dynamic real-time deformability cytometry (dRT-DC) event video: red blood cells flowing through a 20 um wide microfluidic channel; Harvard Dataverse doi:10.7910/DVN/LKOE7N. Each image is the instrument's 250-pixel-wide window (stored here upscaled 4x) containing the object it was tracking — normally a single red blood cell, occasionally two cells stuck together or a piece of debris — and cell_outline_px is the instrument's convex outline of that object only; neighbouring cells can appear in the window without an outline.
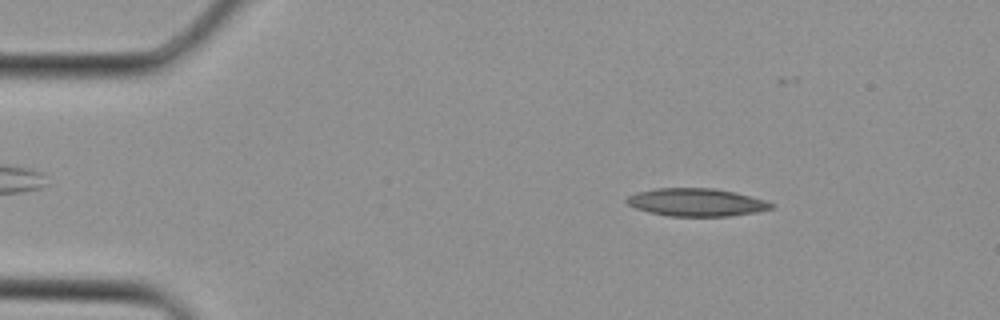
{"species": "Egyptian fruit bat (a non-hibernating species)", "species_latin": "Rousettus aegyptiacus", "temperature_condition": "cold", "stored_images_in_passage": 2, "camera_frame_rate_fps": 3000, "um_per_image_px": 0.085, "animal": {"sex": "female"}, "frame": {"image": 1, "passage_image": 2, "time_ms": 0.333, "image_size_px": [1000, 320], "cell_outline_px": [[776, 204], [772, 208], [756, 212], [732, 216], [668, 216], [648, 212], [636, 208], [628, 204], [624, 200], [628, 196], [636, 192], [656, 188], [712, 188], [736, 192], [764, 200]], "centroid_in_image_um": [59.18, 17.19], "position_along_channel_um": 25.8, "area_um2": 23.52}}